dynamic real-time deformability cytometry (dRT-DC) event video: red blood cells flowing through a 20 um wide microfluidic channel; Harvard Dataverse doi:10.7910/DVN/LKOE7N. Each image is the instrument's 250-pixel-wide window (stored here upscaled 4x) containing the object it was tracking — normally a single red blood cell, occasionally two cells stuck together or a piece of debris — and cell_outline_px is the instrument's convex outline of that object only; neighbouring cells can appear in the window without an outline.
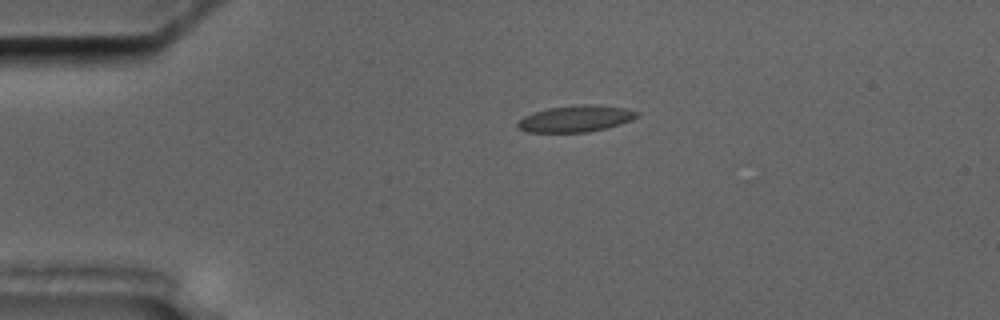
{"species": "common noctule bat (a hibernating species)", "species_latin": "Nyctalus noctula", "temperature_condition": "cold", "stored_images_in_passage": 3, "camera_frame_rate_fps": 3000, "um_per_image_px": 0.085, "animal": {"sex": "male", "body_mass_g": 17.5, "forearm_length_mm": 52.3}, "frame": {"image": 1, "passage_image": 2, "time_ms": 2.0, "image_size_px": [1000, 320], "cell_outline_px": [[640, 116], [632, 120], [608, 128], [588, 132], [528, 132], [516, 128], [516, 124], [524, 116], [532, 112], [548, 108], [580, 104], [600, 104], [624, 108], [640, 112]], "centroid_in_image_um": [48.96, 10.08], "position_along_channel_um": 36.0, "area_um2": 18.73}}